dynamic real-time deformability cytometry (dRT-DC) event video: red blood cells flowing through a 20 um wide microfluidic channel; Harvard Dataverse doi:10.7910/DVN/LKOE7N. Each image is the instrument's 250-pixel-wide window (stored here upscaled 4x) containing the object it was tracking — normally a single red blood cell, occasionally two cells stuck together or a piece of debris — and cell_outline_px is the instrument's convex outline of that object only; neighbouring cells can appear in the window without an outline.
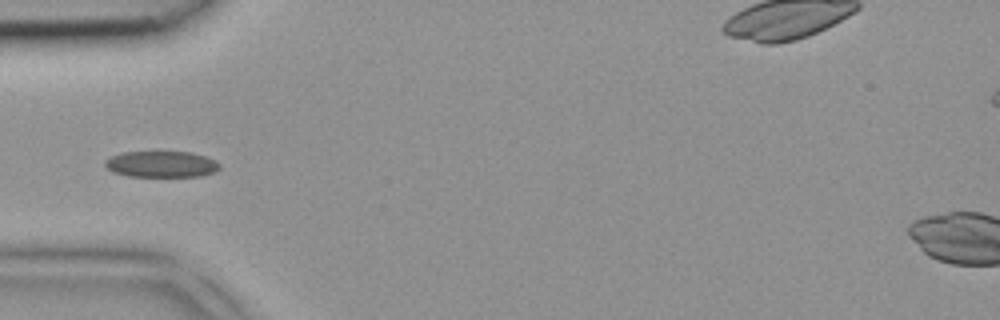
{"species": "common noctule bat (a hibernating species)", "species_latin": "Nyctalus noctula", "temperature_condition": "room temperature", "stored_images_in_passage": 4, "camera_frame_rate_fps": 3000, "um_per_image_px": 0.085, "animal": {"sex": "female", "body_mass_g": 18.4}, "frame": {"image": 1, "passage_image": 4, "time_ms": 1.0, "image_size_px": [1000, 320], "cell_outline_px": [[220, 168], [216, 172], [200, 176], [128, 176], [112, 172], [104, 164], [104, 160], [112, 156], [124, 152], [192, 152], [216, 160], [220, 164]], "centroid_in_image_um": [13.74, 13.96], "position_along_channel_um": 71.3, "area_um2": 17.51}}